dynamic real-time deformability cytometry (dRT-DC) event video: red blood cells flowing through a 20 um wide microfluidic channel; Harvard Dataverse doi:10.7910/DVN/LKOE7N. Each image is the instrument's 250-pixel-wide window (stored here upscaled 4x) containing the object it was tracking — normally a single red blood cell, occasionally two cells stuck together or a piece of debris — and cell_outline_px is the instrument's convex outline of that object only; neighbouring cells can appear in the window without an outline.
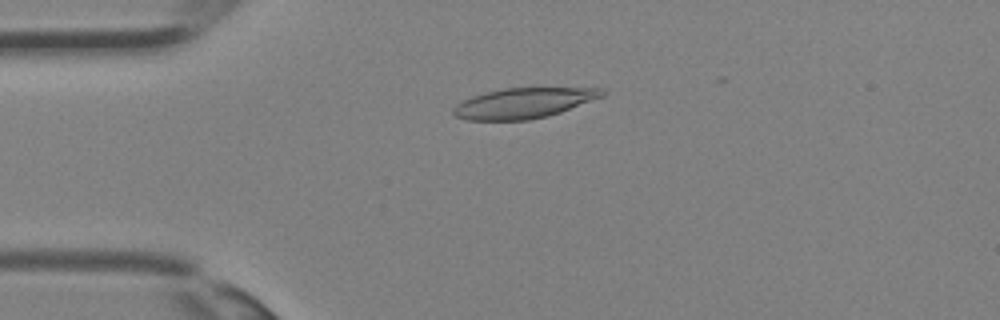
{"species": "Egyptian fruit bat (a non-hibernating species)", "species_latin": "Rousettus aegyptiacus", "temperature_condition": "room temperature", "stored_images_in_passage": 30, "camera_frame_rate_fps": 3000, "um_per_image_px": 0.085, "animal": {"sex": "female"}, "frame": {"image": 1, "passage_image": 6, "time_ms": 1.667, "image_size_px": [1000, 320], "cell_outline_px": [[608, 92], [604, 96], [560, 112], [548, 116], [528, 120], [468, 120], [456, 116], [452, 112], [452, 108], [456, 104], [472, 96], [504, 88], [604, 88]], "centroid_in_image_um": [44.53, 8.76], "position_along_channel_um": 40.5, "area_um2": 26.18}}
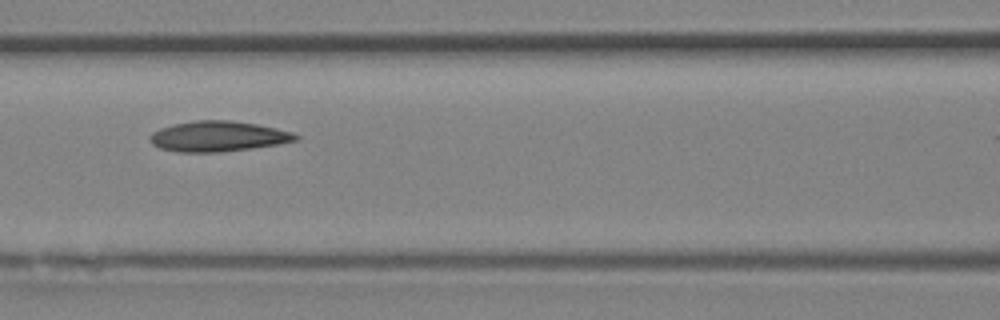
{"frame": {"image": 2, "passage_image": 13, "time_ms": 4.0, "image_size_px": [1000, 320], "cell_outline_px": [[300, 140], [252, 148], [220, 152], [180, 152], [160, 148], [152, 144], [148, 140], [148, 136], [152, 132], [160, 128], [172, 124], [196, 120], [232, 120], [256, 124], [276, 128], [292, 132], [300, 136]], "centroid_in_image_um": [18.51, 11.58], "position_along_channel_um": 148.1, "area_um2": 25.95}}
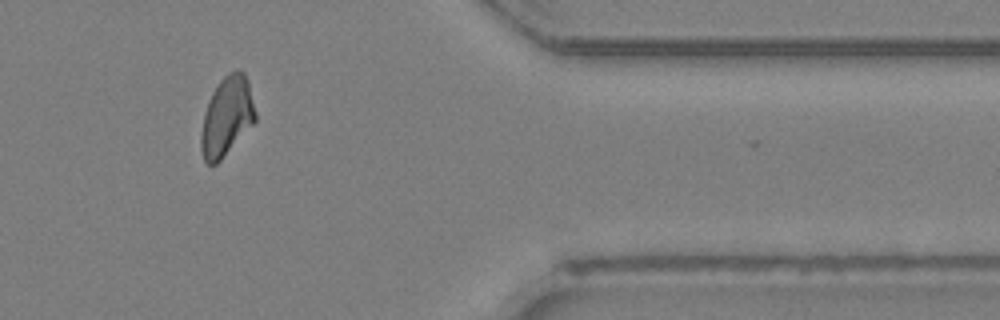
{"frame": {"image": 3, "passage_image": 27, "time_ms": 8.667, "image_size_px": [1000, 320], "cell_outline_px": [[256, 120], [220, 160], [216, 164], [208, 164], [204, 160], [200, 148], [200, 136], [204, 116], [212, 92], [220, 80], [228, 72], [244, 72], [248, 80], [256, 112]], "centroid_in_image_um": [19.27, 9.9], "position_along_channel_um": 392.1, "area_um2": 24.62}}